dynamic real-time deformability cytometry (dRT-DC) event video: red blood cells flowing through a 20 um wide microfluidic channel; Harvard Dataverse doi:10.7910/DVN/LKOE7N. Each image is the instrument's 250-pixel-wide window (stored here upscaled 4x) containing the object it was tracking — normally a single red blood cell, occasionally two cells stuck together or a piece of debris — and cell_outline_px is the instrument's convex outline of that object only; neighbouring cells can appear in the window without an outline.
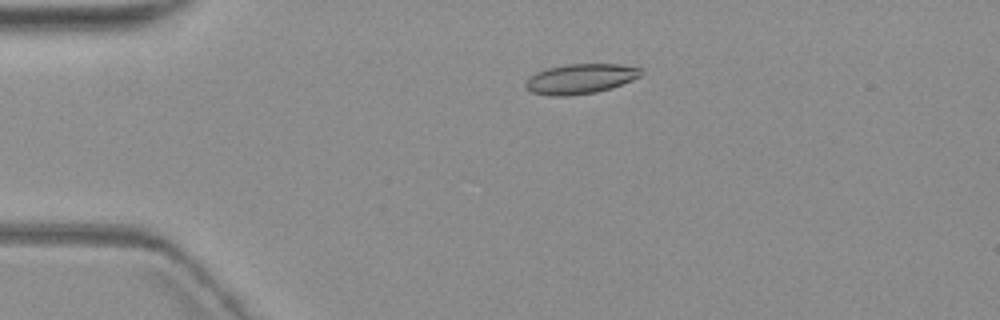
{"species": "common noctule bat (a hibernating species)", "species_latin": "Nyctalus noctula", "temperature_condition": "warm", "stored_images_in_passage": 4, "camera_frame_rate_fps": 3000, "um_per_image_px": 0.085, "animal": {"sex": "female", "body_mass_g": 19.3, "forearm_length_mm": 54.1}, "frame": {"image": 1, "passage_image": 3, "time_ms": 2.667, "image_size_px": [1000, 320], "cell_outline_px": [[644, 72], [640, 76], [632, 80], [612, 88], [596, 92], [568, 96], [552, 96], [532, 92], [524, 88], [524, 84], [528, 76], [536, 72], [548, 68], [568, 64], [620, 64], [640, 68]], "centroid_in_image_um": [49.31, 6.7], "position_along_channel_um": 35.7, "area_um2": 20.29}}